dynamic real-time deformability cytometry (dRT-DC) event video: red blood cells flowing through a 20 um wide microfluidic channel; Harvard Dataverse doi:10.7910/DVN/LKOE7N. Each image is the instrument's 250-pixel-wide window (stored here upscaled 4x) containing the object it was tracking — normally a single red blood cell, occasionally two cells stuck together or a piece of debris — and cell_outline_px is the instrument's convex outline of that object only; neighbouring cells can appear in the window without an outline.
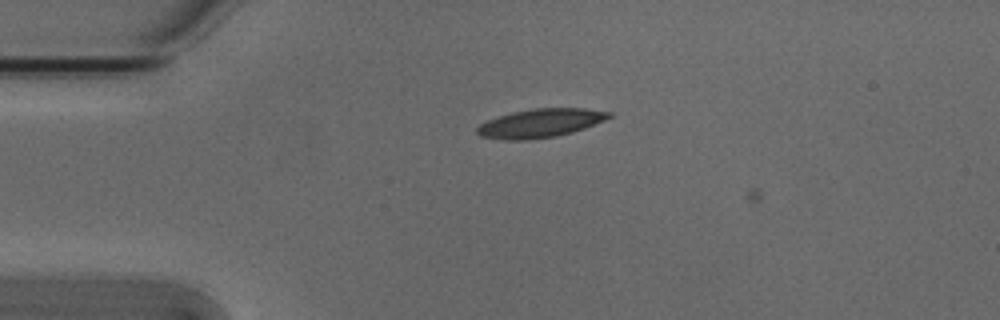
{"species": "Egyptian fruit bat (a non-hibernating species)", "species_latin": "Rousettus aegyptiacus", "temperature_condition": "cold", "stored_images_in_passage": 10, "camera_frame_rate_fps": 3000, "um_per_image_px": 0.085, "animal": {"sex": "male"}, "frame": {"image": 1, "passage_image": 9, "time_ms": 2.667, "image_size_px": [1000, 320], "cell_outline_px": [[612, 116], [604, 120], [584, 128], [572, 132], [556, 136], [524, 140], [504, 140], [480, 136], [476, 132], [476, 128], [480, 124], [488, 120], [512, 112], [532, 108], [584, 108], [612, 112]], "centroid_in_image_um": [45.92, 10.46], "position_along_channel_um": 39.1, "area_um2": 21.91}}